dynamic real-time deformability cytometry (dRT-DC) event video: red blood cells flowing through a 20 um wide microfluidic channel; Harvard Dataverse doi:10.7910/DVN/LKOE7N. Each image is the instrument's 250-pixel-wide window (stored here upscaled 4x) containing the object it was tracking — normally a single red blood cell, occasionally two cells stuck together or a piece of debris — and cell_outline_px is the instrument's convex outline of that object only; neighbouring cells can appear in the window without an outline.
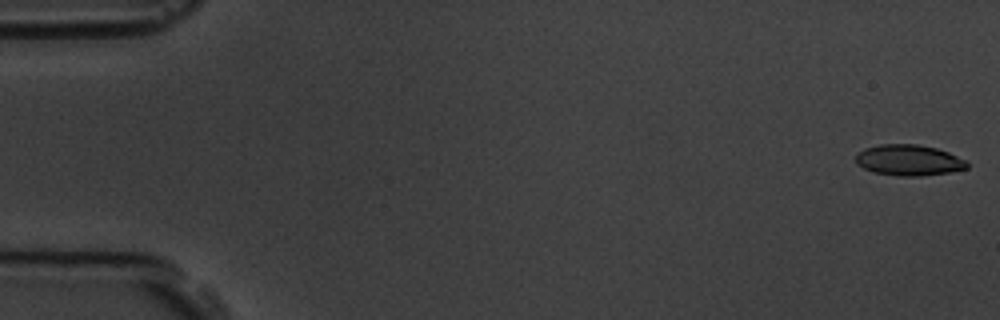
{"species": "common noctule bat (a hibernating species)", "species_latin": "Nyctalus noctula", "temperature_condition": "room temperature", "stored_images_in_passage": 4, "camera_frame_rate_fps": 3000, "um_per_image_px": 0.085, "animal": {"sex": "male", "body_mass_g": 19.5, "forearm_length_mm": 54.6}, "frame": {"image": 1, "passage_image": 1, "time_ms": 0.0, "image_size_px": [1000, 320], "cell_outline_px": [[968, 168], [948, 172], [920, 176], [896, 176], [872, 172], [856, 164], [856, 156], [864, 148], [880, 144], [916, 144], [936, 148], [948, 152], [968, 160]], "centroid_in_image_um": [77.25, 13.62], "position_along_channel_um": 7.7, "area_um2": 20.11}}